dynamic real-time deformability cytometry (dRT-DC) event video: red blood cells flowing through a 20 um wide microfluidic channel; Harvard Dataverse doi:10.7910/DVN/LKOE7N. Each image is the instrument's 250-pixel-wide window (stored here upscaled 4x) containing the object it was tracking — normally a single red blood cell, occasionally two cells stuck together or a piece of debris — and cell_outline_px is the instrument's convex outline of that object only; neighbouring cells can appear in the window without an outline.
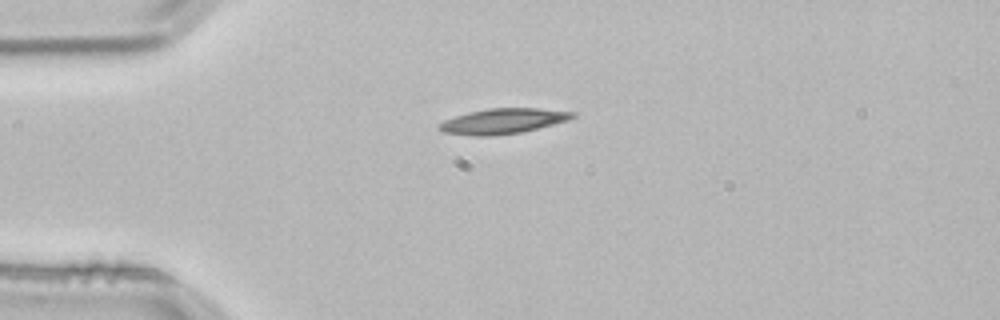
{"species": "common noctule bat (a hibernating species)", "species_latin": "Nyctalus noctula", "temperature_condition": "room temperature", "stored_images_in_passage": 1, "camera_frame_rate_fps": 3000, "um_per_image_px": 0.085, "animal": {"sex": "male", "body_mass_g": 21.5, "forearm_length_mm": 52.0}, "frame": {"image": 1, "passage_image": 1, "time_ms": 0.0, "image_size_px": [1000, 320], "cell_outline_px": [[576, 116], [568, 120], [520, 132], [492, 136], [476, 136], [444, 132], [436, 128], [436, 124], [444, 120], [468, 112], [488, 108], [540, 108], [576, 112]], "centroid_in_image_um": [42.72, 10.28], "position_along_channel_um": 42.3, "area_um2": 19.59}}